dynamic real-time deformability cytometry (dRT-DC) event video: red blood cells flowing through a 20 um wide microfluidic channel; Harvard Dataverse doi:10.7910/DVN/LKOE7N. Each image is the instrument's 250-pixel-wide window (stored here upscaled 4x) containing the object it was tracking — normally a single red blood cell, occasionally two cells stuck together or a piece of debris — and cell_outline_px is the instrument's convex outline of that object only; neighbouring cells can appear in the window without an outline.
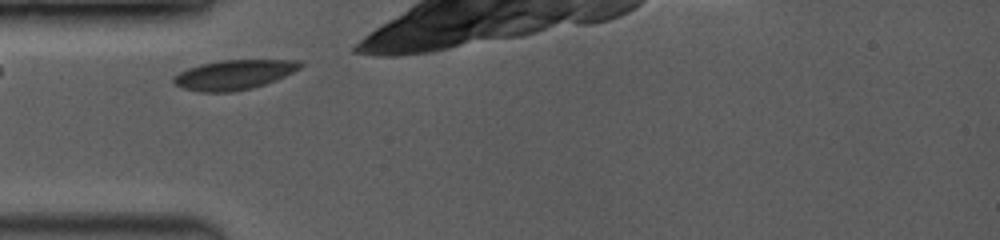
{"species": "common noctule bat (a hibernating species)", "species_latin": "Nyctalus noctula", "temperature_condition": "room temperature", "stored_images_in_passage": 26, "camera_frame_rate_fps": 3500, "um_per_image_px": 0.085, "animal": {"sex": "female", "body_mass_g": 19.0, "forearm_length_mm": 53.3}, "frame": {"image": 1, "passage_image": 1, "time_ms": 0.0, "image_size_px": [1000, 240], "cell_outline_px": [[304, 64], [300, 68], [276, 80], [252, 88], [232, 92], [200, 92], [184, 88], [176, 84], [172, 80], [172, 76], [188, 68], [200, 64], [220, 60], [304, 60]], "centroid_in_image_um": [19.9, 6.34], "position_along_channel_um": 65.1, "area_um2": 21.91}}
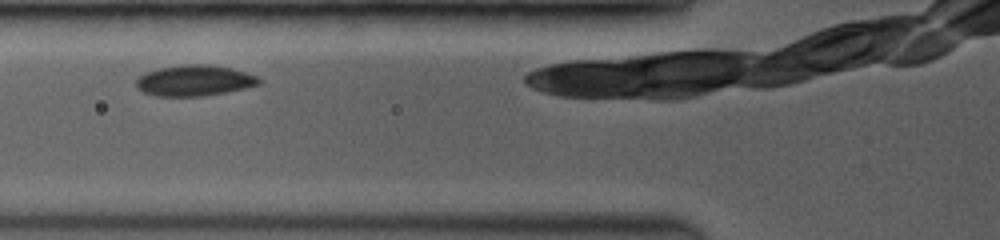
{"frame": {"image": 2, "passage_image": 5, "time_ms": 1.143, "image_size_px": [1000, 240], "cell_outline_px": [[264, 80], [260, 84], [244, 88], [204, 96], [156, 96], [144, 92], [136, 88], [136, 80], [144, 72], [160, 68], [184, 64], [212, 64], [232, 68], [256, 76]], "centroid_in_image_um": [16.52, 6.84], "position_along_channel_um": 109.3, "area_um2": 22.14}}
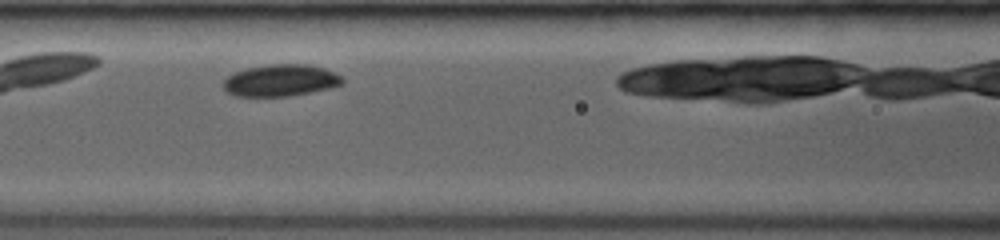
{"frame": {"image": 3, "passage_image": 8, "time_ms": 2.0, "image_size_px": [1000, 240], "cell_outline_px": [[344, 84], [312, 92], [288, 96], [232, 96], [224, 88], [224, 80], [228, 76], [236, 72], [248, 68], [268, 64], [308, 64], [324, 68], [340, 76], [344, 80]], "centroid_in_image_um": [23.86, 6.83], "position_along_channel_um": 142.7, "area_um2": 21.96}}